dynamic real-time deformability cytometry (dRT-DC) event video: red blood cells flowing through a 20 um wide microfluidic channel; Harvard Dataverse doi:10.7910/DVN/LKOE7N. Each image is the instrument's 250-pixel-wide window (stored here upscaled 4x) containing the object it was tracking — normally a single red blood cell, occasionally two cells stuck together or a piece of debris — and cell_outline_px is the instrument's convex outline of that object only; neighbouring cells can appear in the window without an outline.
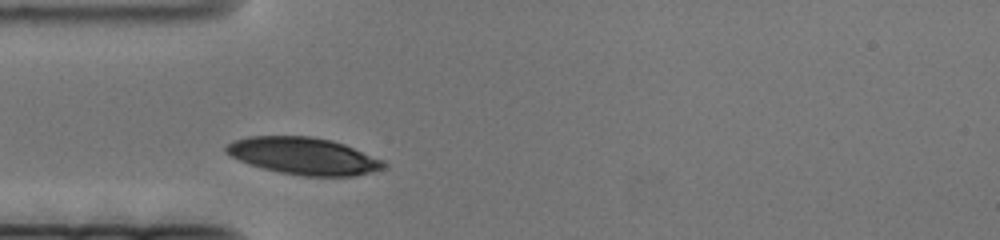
{"species": "human", "species_latin": "Homo sapiens", "temperature_condition": "cold", "stored_images_in_passage": 41, "camera_frame_rate_fps": 3000, "um_per_image_px": 0.085, "donor": {"sex": "female"}, "frame": {"image": 1, "passage_image": 1, "time_ms": 0.0, "image_size_px": [1000, 240], "cell_outline_px": [[388, 164], [384, 168], [352, 176], [304, 176], [280, 172], [264, 168], [240, 160], [224, 152], [224, 148], [228, 144], [236, 140], [248, 136], [312, 136], [332, 140], [344, 144], [384, 160]], "centroid_in_image_um": [25.83, 13.25], "position_along_channel_um": 59.2, "area_um2": 33.76}}
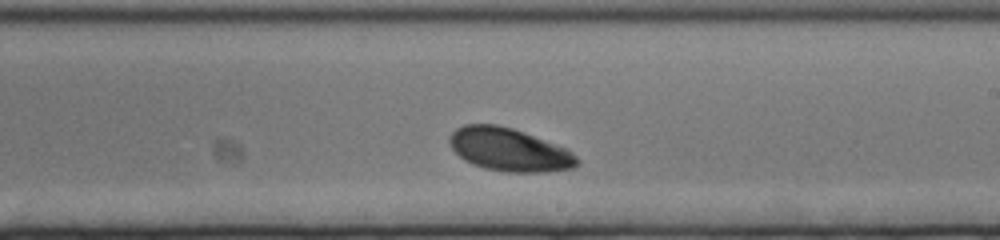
{"frame": {"image": 2, "passage_image": 24, "time_ms": 7.667, "image_size_px": [1000, 240], "cell_outline_px": [[580, 164], [576, 168], [548, 172], [508, 172], [484, 168], [472, 164], [464, 160], [452, 148], [448, 140], [448, 136], [456, 128], [464, 124], [496, 124], [512, 128], [524, 132], [564, 148], [572, 152], [580, 160]], "centroid_in_image_um": [43.28, 12.73], "position_along_channel_um": 245.7, "area_um2": 32.08}}
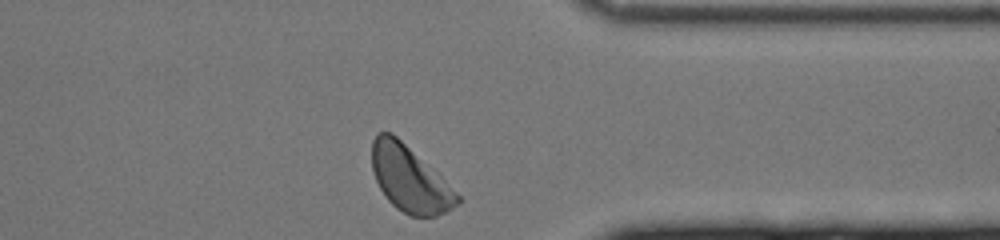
{"frame": {"image": 3, "passage_image": 41, "time_ms": 13.333, "image_size_px": [1000, 240], "cell_outline_px": [[460, 204], [436, 216], [412, 216], [396, 208], [388, 200], [380, 188], [372, 172], [372, 140], [380, 132], [392, 132], [440, 176], [460, 196]], "centroid_in_image_um": [34.8, 15.22], "position_along_channel_um": 376.6, "area_um2": 32.19}}